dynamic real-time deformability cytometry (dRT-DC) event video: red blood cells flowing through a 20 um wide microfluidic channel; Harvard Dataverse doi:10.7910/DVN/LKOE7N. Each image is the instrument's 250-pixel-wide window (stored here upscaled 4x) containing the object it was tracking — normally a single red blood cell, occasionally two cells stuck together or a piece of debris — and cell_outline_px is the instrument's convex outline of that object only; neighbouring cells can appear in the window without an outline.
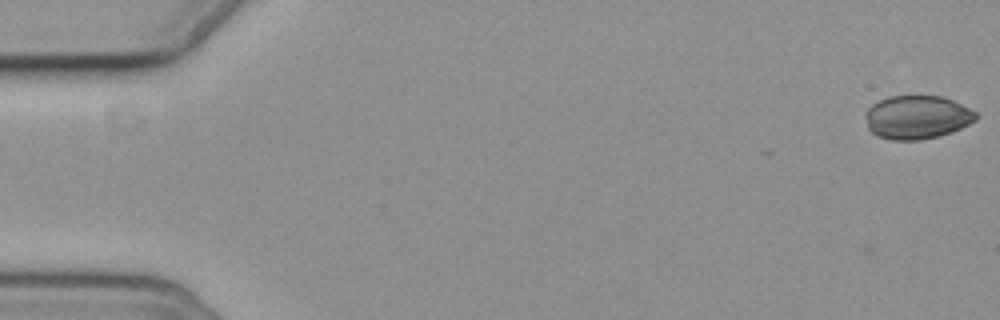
{"species": "common noctule bat (a hibernating species)", "species_latin": "Nyctalus noctula", "temperature_condition": "cold", "stored_images_in_passage": 4, "camera_frame_rate_fps": 3000, "um_per_image_px": 0.085, "animal": {"sex": "female", "body_mass_g": 19.3, "forearm_length_mm": 54.1}, "frame": {"image": 1, "passage_image": 1, "time_ms": 0.0, "image_size_px": [1000, 320], "cell_outline_px": [[976, 120], [952, 132], [920, 140], [892, 140], [876, 136], [868, 128], [864, 116], [864, 112], [872, 104], [888, 96], [940, 96], [952, 100], [976, 112]], "centroid_in_image_um": [77.9, 9.97], "position_along_channel_um": 7.1, "area_um2": 27.98}}